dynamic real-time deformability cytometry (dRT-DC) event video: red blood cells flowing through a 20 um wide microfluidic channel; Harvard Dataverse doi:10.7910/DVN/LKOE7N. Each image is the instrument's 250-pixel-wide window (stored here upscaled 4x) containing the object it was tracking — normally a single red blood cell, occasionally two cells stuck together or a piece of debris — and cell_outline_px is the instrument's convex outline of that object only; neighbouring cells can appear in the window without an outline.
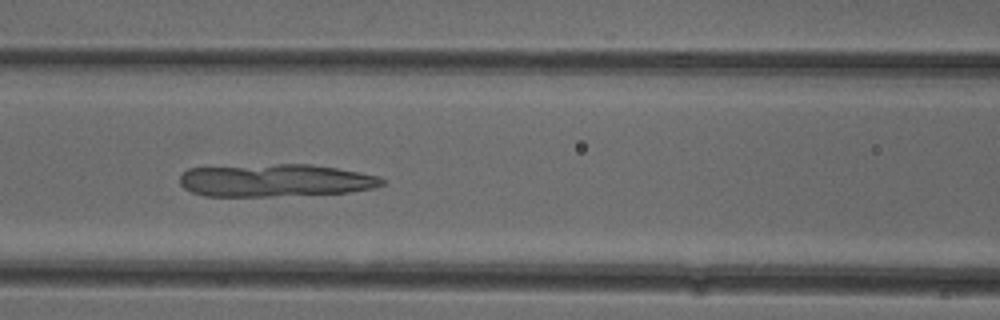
{"species": "common noctule bat (a hibernating species)", "species_latin": "Nyctalus noctula", "temperature_condition": "cold", "stored_images_in_passage": 51, "camera_frame_rate_fps": 3000, "um_per_image_px": 0.085, "animal": {"sex": "female"}, "frame": {"image": 1, "passage_image": 22, "time_ms": 7.0, "image_size_px": [1000, 320], "cell_outline_px": [[384, 184], [372, 188], [348, 192], [272, 196], [204, 196], [192, 192], [184, 188], [180, 184], [180, 176], [188, 168], [276, 164], [312, 164], [336, 168], [380, 176], [384, 180]], "centroid_in_image_um": [23.38, 15.33], "position_along_channel_um": 143.2, "area_um2": 38.32}}
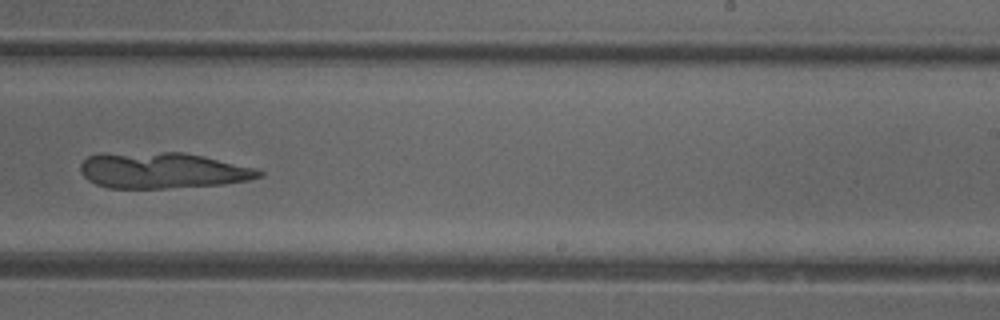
{"frame": {"image": 2, "passage_image": 32, "time_ms": 10.333, "image_size_px": [1000, 320], "cell_outline_px": [[264, 176], [248, 180], [224, 184], [168, 188], [108, 188], [96, 184], [88, 180], [80, 172], [80, 164], [88, 156], [100, 152], [184, 152], [204, 156], [256, 168], [264, 172]], "centroid_in_image_um": [13.78, 14.47], "position_along_channel_um": 275.2, "area_um2": 37.92}}
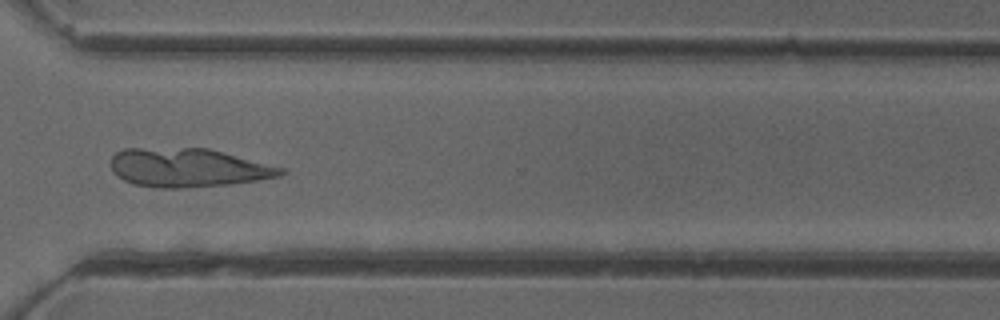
{"frame": {"image": 3, "passage_image": 38, "time_ms": 12.333, "image_size_px": [1000, 320], "cell_outline_px": [[288, 172], [280, 176], [256, 180], [228, 184], [180, 188], [152, 188], [132, 184], [116, 176], [112, 172], [112, 156], [116, 152], [124, 148], [208, 148], [284, 168]], "centroid_in_image_um": [15.94, 14.26], "position_along_channel_um": 354.7, "area_um2": 38.38}}